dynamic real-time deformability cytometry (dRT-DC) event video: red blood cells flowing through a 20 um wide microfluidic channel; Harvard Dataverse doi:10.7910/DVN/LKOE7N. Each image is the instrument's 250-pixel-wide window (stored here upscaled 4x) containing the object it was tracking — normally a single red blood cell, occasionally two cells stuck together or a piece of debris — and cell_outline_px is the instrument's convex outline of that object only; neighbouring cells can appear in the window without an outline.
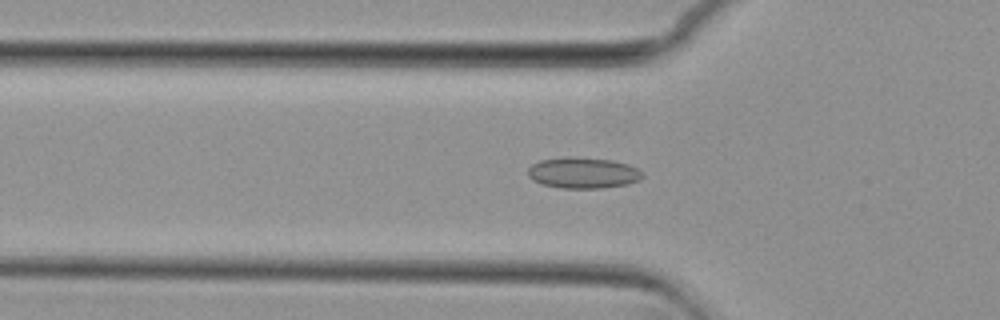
{"species": "common noctule bat (a hibernating species)", "species_latin": "Nyctalus noctula", "temperature_condition": "cold", "stored_images_in_passage": 55, "camera_frame_rate_fps": 3000, "um_per_image_px": 0.085, "animal": {"sex": "female", "body_mass_g": 29.2, "forearm_length_mm": 56.3}, "frame": {"image": 1, "passage_image": 17, "time_ms": 5.333, "image_size_px": [1000, 320], "cell_outline_px": [[644, 176], [640, 180], [628, 184], [604, 188], [560, 188], [544, 184], [532, 180], [528, 176], [528, 168], [532, 164], [540, 160], [568, 156], [572, 156], [612, 160], [628, 164], [636, 168]], "centroid_in_image_um": [49.55, 14.69], "position_along_channel_um": 76.2, "area_um2": 20.81}}
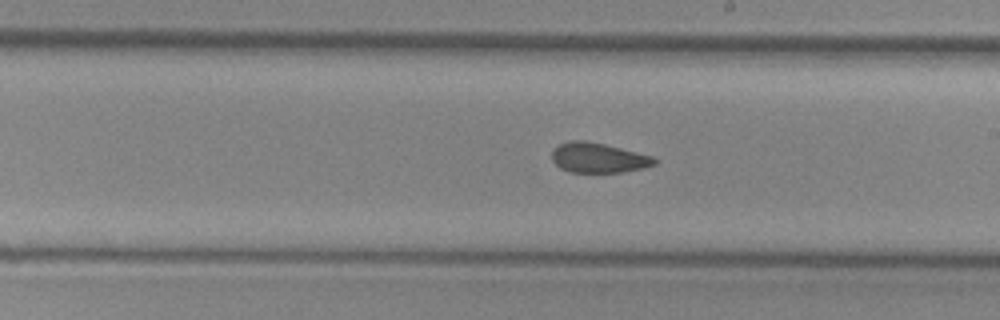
{"frame": {"image": 2, "passage_image": 30, "time_ms": 9.667, "image_size_px": [1000, 320], "cell_outline_px": [[656, 164], [644, 168], [624, 172], [568, 172], [560, 168], [552, 160], [552, 148], [568, 140], [584, 140], [604, 144], [652, 156], [656, 160]], "centroid_in_image_um": [50.82, 13.41], "position_along_channel_um": 238.2, "area_um2": 17.92}}
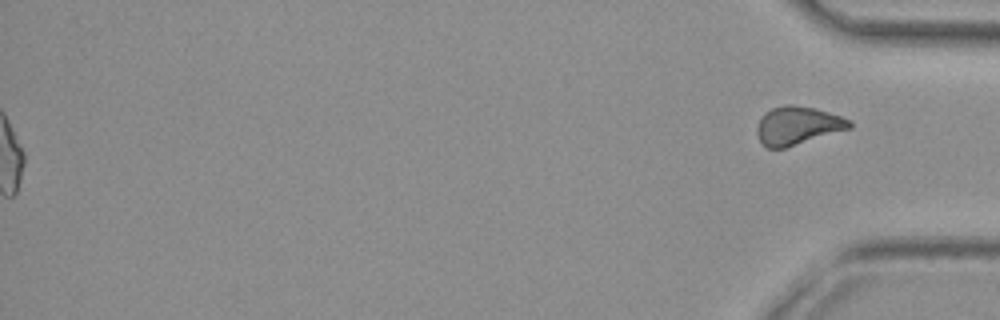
{"frame": {"image": 3, "passage_image": 55, "time_ms": 18.0, "image_size_px": [1000, 320], "cell_outline_px": [[852, 128], [784, 148], [768, 148], [760, 140], [756, 132], [756, 128], [764, 112], [772, 108], [788, 104], [792, 104], [816, 108], [852, 120]], "centroid_in_image_um": [67.81, 10.66], "position_along_channel_um": 367.4, "area_um2": 20.58}, "authors_computed_cell_mechanics": {"area_um2": 18.9006, "velocity_mm_per_s": 3.7228, "shape_relaxation_time_tau1_ms": null, "shape_relaxation_time_tau2_ms": 2.5367, "deformation_change_tau1": null, "deformation_change_tau2": 0.0957}}